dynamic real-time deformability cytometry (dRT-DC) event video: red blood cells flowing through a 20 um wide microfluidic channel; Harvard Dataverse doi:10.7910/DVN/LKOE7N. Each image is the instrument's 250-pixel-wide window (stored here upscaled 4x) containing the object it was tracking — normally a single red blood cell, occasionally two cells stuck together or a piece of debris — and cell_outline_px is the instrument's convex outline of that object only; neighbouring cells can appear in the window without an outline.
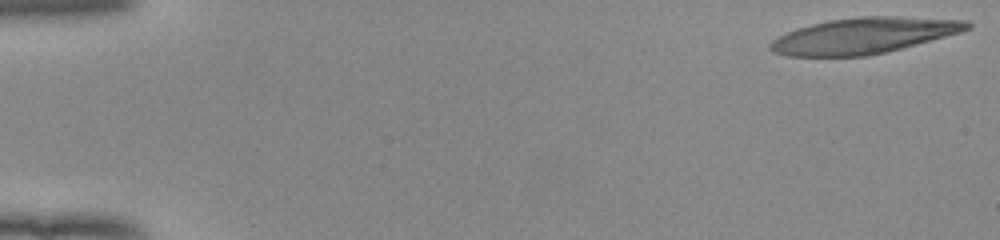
{"species": "human", "species_latin": "Homo sapiens", "temperature_condition": "room temperature", "stored_images_in_passage": 52, "camera_frame_rate_fps": 3000, "um_per_image_px": 0.085, "donor": {"sex": "female"}, "frame": {"image": 1, "passage_image": 1, "time_ms": 0.0, "image_size_px": [1000, 240], "cell_outline_px": [[972, 28], [960, 32], [900, 48], [868, 56], [788, 56], [772, 52], [768, 48], [768, 44], [772, 40], [788, 32], [812, 24], [828, 20], [860, 16], [896, 16], [968, 20], [972, 24]], "centroid_in_image_um": [73.41, 3.02], "position_along_channel_um": 11.6, "area_um2": 40.92}}
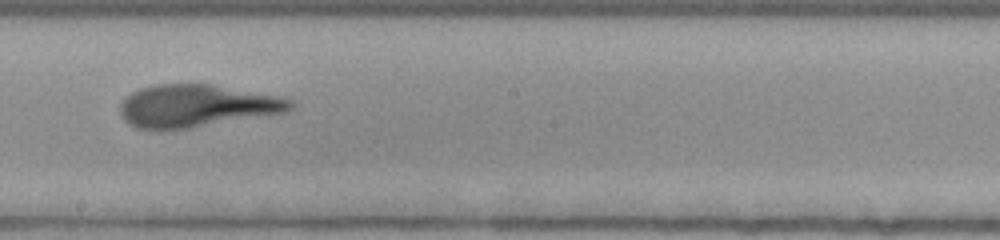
{"frame": {"image": 2, "passage_image": 30, "time_ms": 9.667, "image_size_px": [1000, 240], "cell_outline_px": [[296, 104], [288, 112], [192, 128], [160, 132], [156, 132], [136, 128], [128, 124], [124, 120], [120, 112], [120, 104], [132, 92], [140, 88], [156, 84], [212, 84], [280, 96], [292, 100]], "centroid_in_image_um": [16.7, 9.03], "position_along_channel_um": 231.5, "area_um2": 43.0}}
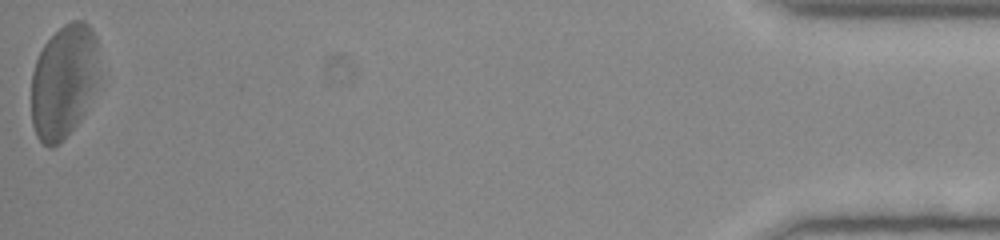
{"frame": {"image": 3, "passage_image": 52, "time_ms": 17.0, "image_size_px": [1000, 240], "cell_outline_px": [[100, 76], [96, 88], [80, 120], [60, 144], [52, 148], [48, 148], [36, 136], [32, 124], [32, 72], [36, 60], [44, 44], [64, 24], [72, 20], [84, 20], [92, 28], [96, 36]], "centroid_in_image_um": [5.44, 6.92], "position_along_channel_um": 429.8, "area_um2": 45.49}, "authors_computed_cell_mechanics": {"area_um2": 42.2229, "velocity_mm_per_s": 3.8921, "shape_relaxation_time_tau1_ms": 4.4941, "shape_relaxation_time_tau2_ms": 1.6445, "deformation_change_tau1": 0.233, "deformation_change_tau2": 0.1111}}